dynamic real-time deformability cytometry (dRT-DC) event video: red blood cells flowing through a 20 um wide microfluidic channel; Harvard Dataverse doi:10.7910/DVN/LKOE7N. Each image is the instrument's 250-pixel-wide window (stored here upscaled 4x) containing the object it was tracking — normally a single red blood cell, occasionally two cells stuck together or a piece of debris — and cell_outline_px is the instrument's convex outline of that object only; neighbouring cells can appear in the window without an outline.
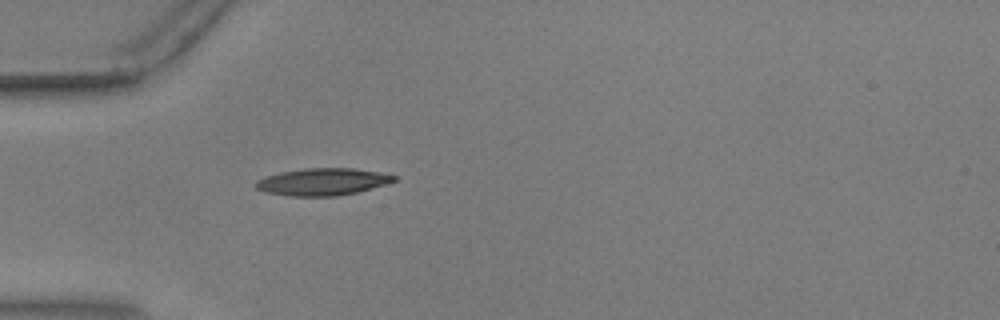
{"species": "common noctule bat (a hibernating species)", "species_latin": "Nyctalus noctula", "temperature_condition": "warm", "stored_images_in_passage": 41, "camera_frame_rate_fps": 3000, "um_per_image_px": 0.085, "animal": {"sex": "male", "body_mass_g": 17.9, "forearm_length_mm": 54.2}, "frame": {"image": 1, "passage_image": 2, "time_ms": 0.333, "image_size_px": [1000, 320], "cell_outline_px": [[396, 180], [384, 184], [356, 192], [336, 196], [292, 196], [264, 192], [256, 188], [256, 180], [264, 176], [280, 172], [304, 168], [352, 168], [380, 172], [396, 176]], "centroid_in_image_um": [27.37, 15.44], "position_along_channel_um": 57.6, "area_um2": 21.73}}
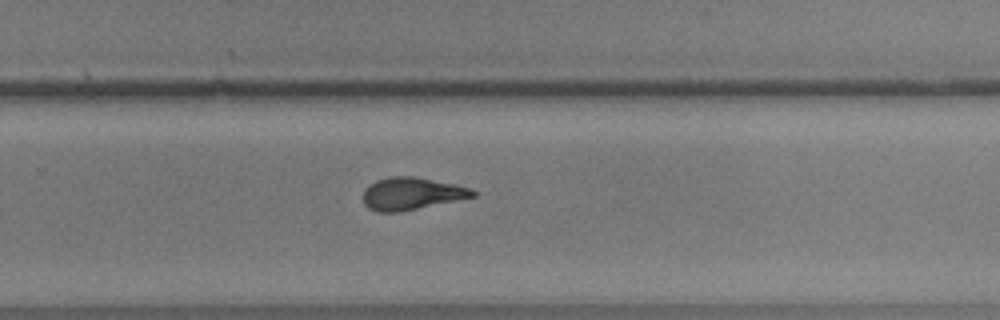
{"frame": {"image": 2, "passage_image": 22, "time_ms": 7.0, "image_size_px": [1000, 320], "cell_outline_px": [[476, 196], [400, 212], [376, 212], [368, 208], [364, 204], [364, 188], [376, 180], [392, 176], [412, 176], [452, 184], [468, 188], [476, 192]], "centroid_in_image_um": [34.93, 16.47], "position_along_channel_um": 294.9, "area_um2": 20.4}}
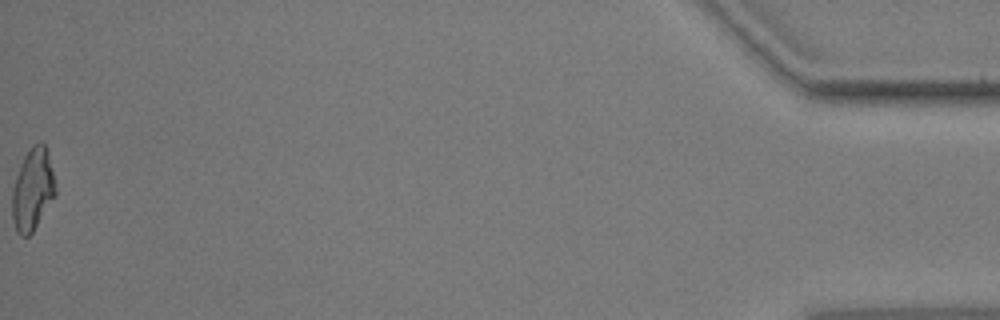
{"frame": {"image": 3, "passage_image": 41, "time_ms": 13.333, "image_size_px": [1000, 320], "cell_outline_px": [[56, 196], [32, 232], [28, 236], [20, 236], [16, 232], [12, 220], [12, 192], [16, 176], [20, 164], [24, 156], [32, 144], [40, 140], [44, 144], [48, 152], [56, 188]], "centroid_in_image_um": [2.77, 16.1], "position_along_channel_um": 432.4, "area_um2": 20.87}, "authors_computed_cell_mechanics": {"area_um2": 20.9814, "velocity_mm_per_s": 3.6419, "shape_relaxation_time_tau1_ms": 5.8873, "shape_relaxation_time_tau2_ms": 2.8683, "deformation_change_tau1": 0.2102, "deformation_change_tau2": 0.1256}}